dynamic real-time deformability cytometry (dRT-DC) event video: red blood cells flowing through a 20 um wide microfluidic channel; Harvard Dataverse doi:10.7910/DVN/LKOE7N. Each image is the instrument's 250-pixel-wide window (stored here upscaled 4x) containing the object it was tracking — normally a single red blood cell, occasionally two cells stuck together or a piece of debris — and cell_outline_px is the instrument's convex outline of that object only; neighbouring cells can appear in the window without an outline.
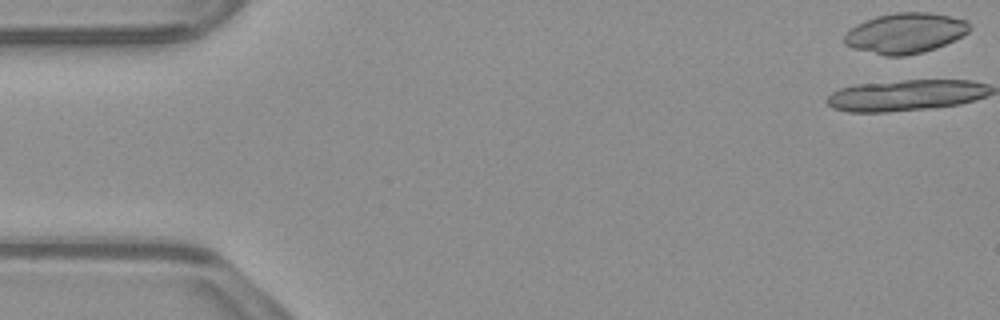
{"species": "common noctule bat (a hibernating species)", "species_latin": "Nyctalus noctula", "temperature_condition": "warm", "stored_images_in_passage": 39, "camera_frame_rate_fps": 3000, "um_per_image_px": 0.085, "animal": {"sex": "male", "body_mass_g": 23.1, "forearm_length_mm": 52.7}, "frame": {"image": 1, "passage_image": 1, "time_ms": 0.0, "image_size_px": [1000, 320], "cell_outline_px": [[972, 28], [968, 32], [936, 48], [924, 52], [904, 56], [884, 56], [852, 48], [844, 44], [844, 36], [856, 24], [864, 20], [876, 16], [896, 12], [928, 12], [968, 20], [972, 24]], "centroid_in_image_um": [76.94, 2.81], "position_along_channel_um": 8.1, "area_um2": 29.54}}
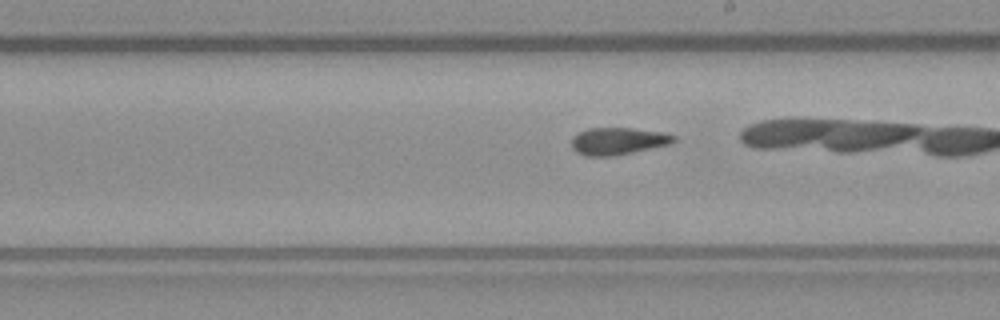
{"frame": {"image": 2, "passage_image": 28, "time_ms": 9.0, "image_size_px": [1000, 320], "cell_outline_px": [[676, 140], [672, 144], [616, 156], [584, 156], [576, 152], [572, 148], [572, 136], [588, 128], [632, 128], [664, 132], [676, 136]], "centroid_in_image_um": [52.56, 12.0], "position_along_channel_um": 236.4, "area_um2": 16.47}}